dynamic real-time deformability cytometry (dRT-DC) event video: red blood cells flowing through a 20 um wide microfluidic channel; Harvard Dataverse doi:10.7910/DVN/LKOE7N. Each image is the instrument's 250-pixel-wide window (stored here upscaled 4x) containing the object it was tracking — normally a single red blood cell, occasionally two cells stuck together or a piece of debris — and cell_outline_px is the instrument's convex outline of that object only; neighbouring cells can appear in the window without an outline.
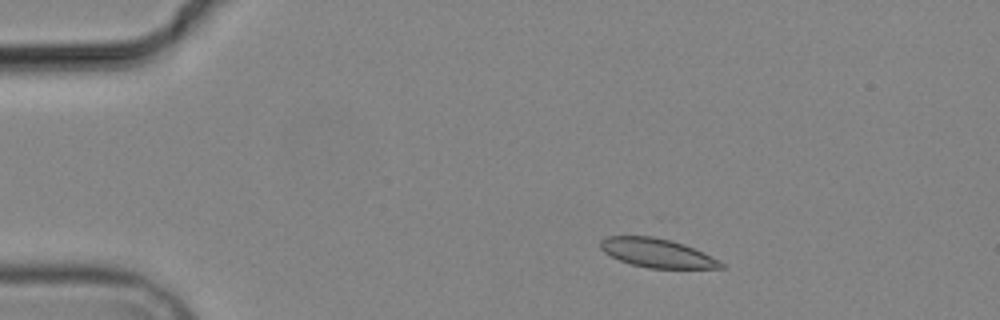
{"species": "common noctule bat (a hibernating species)", "species_latin": "Nyctalus noctula", "temperature_condition": "cold", "stored_images_in_passage": 5, "camera_frame_rate_fps": 3000, "um_per_image_px": 0.085, "animal": {"sex": "male", "body_mass_g": 19.2, "forearm_length_mm": 51.8}, "frame": {"image": 1, "passage_image": 3, "time_ms": 2.333, "image_size_px": [1000, 320], "cell_outline_px": [[728, 268], [648, 268], [632, 264], [620, 260], [604, 252], [600, 248], [600, 240], [608, 236], [652, 236], [684, 244], [704, 252], [720, 260]], "centroid_in_image_um": [55.88, 21.51], "position_along_channel_um": 29.1, "area_um2": 20.23}}